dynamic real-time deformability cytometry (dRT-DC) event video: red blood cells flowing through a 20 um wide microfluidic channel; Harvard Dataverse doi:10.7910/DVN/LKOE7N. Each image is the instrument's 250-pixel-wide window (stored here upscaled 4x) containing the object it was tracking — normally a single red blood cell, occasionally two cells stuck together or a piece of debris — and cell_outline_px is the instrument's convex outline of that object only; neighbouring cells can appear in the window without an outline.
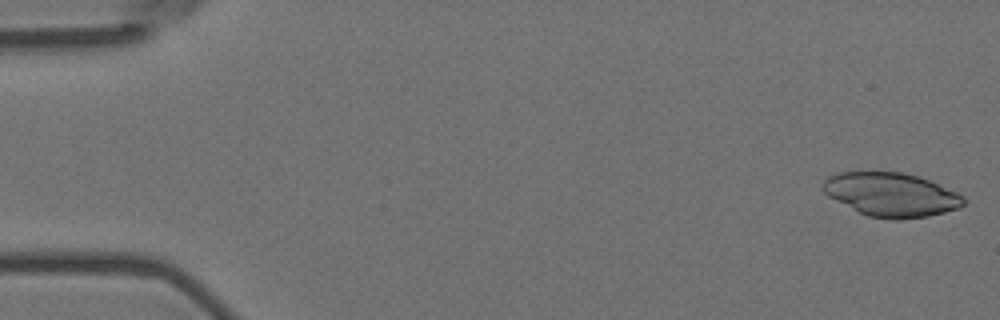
{"species": "Egyptian fruit bat (a non-hibernating species)", "species_latin": "Rousettus aegyptiacus", "temperature_condition": "room temperature", "stored_images_in_passage": 56, "camera_frame_rate_fps": 3000, "um_per_image_px": 0.085, "animal": {"sex": "female"}, "frame": {"image": 1, "passage_image": 1, "time_ms": 0.0, "image_size_px": [1000, 320], "cell_outline_px": [[964, 204], [960, 208], [928, 216], [900, 220], [892, 220], [868, 216], [828, 196], [824, 192], [824, 180], [828, 176], [836, 172], [900, 172], [920, 176], [956, 192], [964, 196]], "centroid_in_image_um": [75.77, 16.54], "position_along_channel_um": 9.2, "area_um2": 35.78}}